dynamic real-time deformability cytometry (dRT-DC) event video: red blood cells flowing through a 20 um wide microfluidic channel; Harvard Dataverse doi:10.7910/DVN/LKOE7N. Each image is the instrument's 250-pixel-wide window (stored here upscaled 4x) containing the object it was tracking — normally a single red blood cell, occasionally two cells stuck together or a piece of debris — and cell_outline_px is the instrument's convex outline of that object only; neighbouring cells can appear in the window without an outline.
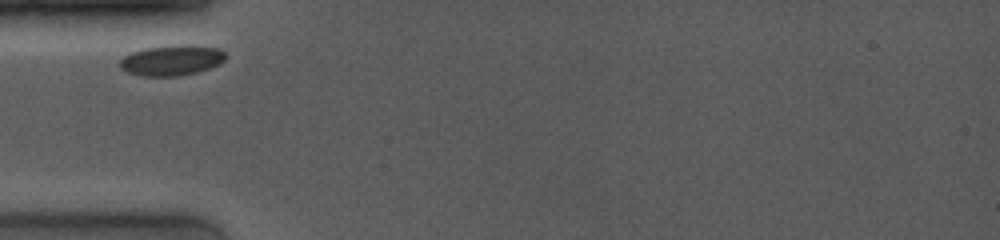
{"species": "common noctule bat (a hibernating species)", "species_latin": "Nyctalus noctula", "temperature_condition": "room temperature", "stored_images_in_passage": 23, "camera_frame_rate_fps": 4000, "um_per_image_px": 0.085, "animal": {"sex": "female", "body_mass_g": 19.0, "forearm_length_mm": 53.3}, "frame": {"image": 1, "passage_image": 1, "time_ms": 0.0, "image_size_px": [1000, 240], "cell_outline_px": [[224, 60], [220, 64], [196, 72], [180, 76], [140, 76], [128, 72], [120, 68], [120, 60], [124, 56], [132, 52], [144, 48], [172, 44], [196, 44], [220, 48], [224, 52]], "centroid_in_image_um": [14.6, 5.1], "position_along_channel_um": 70.4, "area_um2": 19.07}}
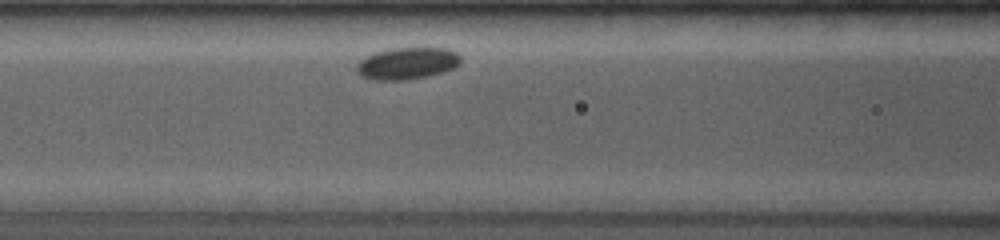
{"frame": {"image": 2, "passage_image": 12, "time_ms": 1.75, "image_size_px": [1000, 240], "cell_outline_px": [[460, 64], [444, 72], [404, 80], [372, 80], [360, 76], [356, 68], [356, 64], [364, 56], [376, 52], [392, 48], [448, 48], [456, 52], [460, 56]], "centroid_in_image_um": [34.58, 5.38], "position_along_channel_um": 132.0, "area_um2": 19.36}}